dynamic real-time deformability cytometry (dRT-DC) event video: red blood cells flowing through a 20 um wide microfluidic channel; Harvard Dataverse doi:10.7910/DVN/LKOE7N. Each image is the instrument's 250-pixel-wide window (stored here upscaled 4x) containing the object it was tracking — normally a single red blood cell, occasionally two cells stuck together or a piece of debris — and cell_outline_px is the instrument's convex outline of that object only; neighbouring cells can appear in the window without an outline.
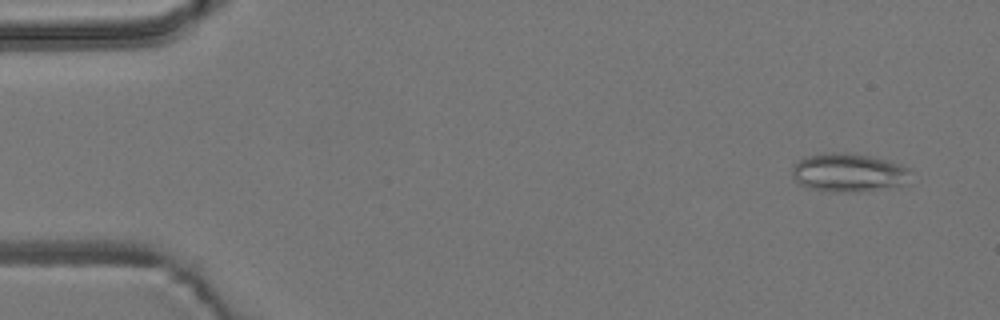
{"species": "common noctule bat (a hibernating species)", "species_latin": "Nyctalus noctula", "temperature_condition": "room temperature", "stored_images_in_passage": 6, "camera_frame_rate_fps": 3000, "um_per_image_px": 0.085, "animal": {"sex": "male", "body_mass_g": 19.2, "forearm_length_mm": 51.8}, "frame": {"image": 1, "passage_image": 1, "time_ms": 0.0, "image_size_px": [1000, 320], "cell_outline_px": [[908, 184], [840, 192], [832, 192], [808, 188], [800, 184], [792, 176], [792, 168], [800, 160], [808, 156], [832, 152], [844, 152], [872, 156], [888, 160], [900, 164], [908, 168]], "centroid_in_image_um": [72.1, 14.65], "position_along_channel_um": 12.9, "area_um2": 26.01}}